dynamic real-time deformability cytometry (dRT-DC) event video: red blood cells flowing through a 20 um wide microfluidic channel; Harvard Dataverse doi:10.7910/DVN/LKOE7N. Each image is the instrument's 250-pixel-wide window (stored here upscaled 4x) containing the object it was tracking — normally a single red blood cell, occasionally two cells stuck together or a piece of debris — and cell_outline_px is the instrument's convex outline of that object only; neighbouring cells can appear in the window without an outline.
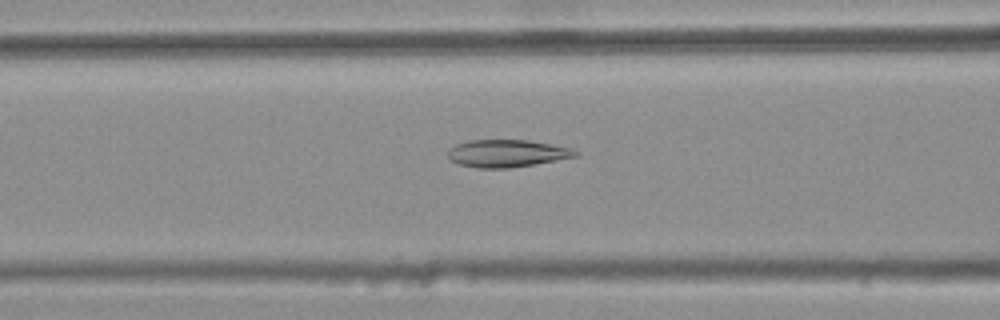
{"species": "common noctule bat (a hibernating species)", "species_latin": "Nyctalus noctula", "temperature_condition": "warm", "stored_images_in_passage": 40, "camera_frame_rate_fps": 3000, "um_per_image_px": 0.085, "animal": {"sex": "female", "body_mass_g": 25.1}, "frame": {"image": 1, "passage_image": 14, "time_ms": 4.333, "image_size_px": [1000, 320], "cell_outline_px": [[580, 156], [512, 168], [476, 168], [460, 164], [452, 160], [448, 156], [448, 148], [456, 144], [468, 140], [528, 140], [552, 144], [572, 148], [580, 152]], "centroid_in_image_um": [43.13, 13.03], "position_along_channel_um": 123.5, "area_um2": 20.58}}
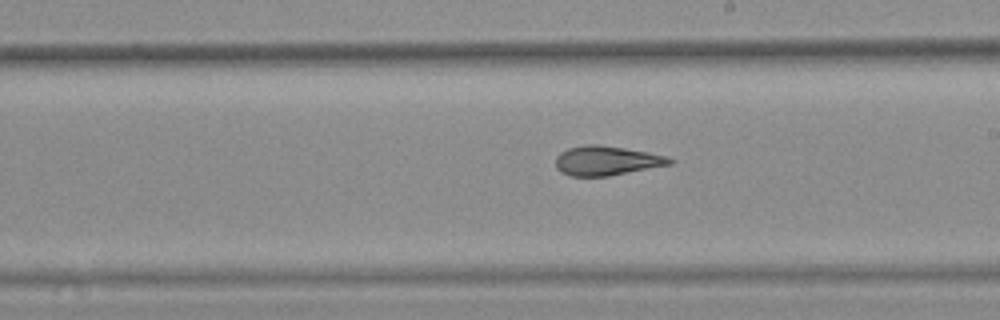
{"frame": {"image": 2, "passage_image": 23, "time_ms": 7.333, "image_size_px": [1000, 320], "cell_outline_px": [[676, 160], [672, 164], [608, 176], [572, 176], [560, 172], [556, 168], [556, 156], [560, 152], [568, 148], [588, 144], [596, 144], [624, 148], [648, 152], [668, 156]], "centroid_in_image_um": [51.57, 13.65], "position_along_channel_um": 237.4, "area_um2": 19.59}}
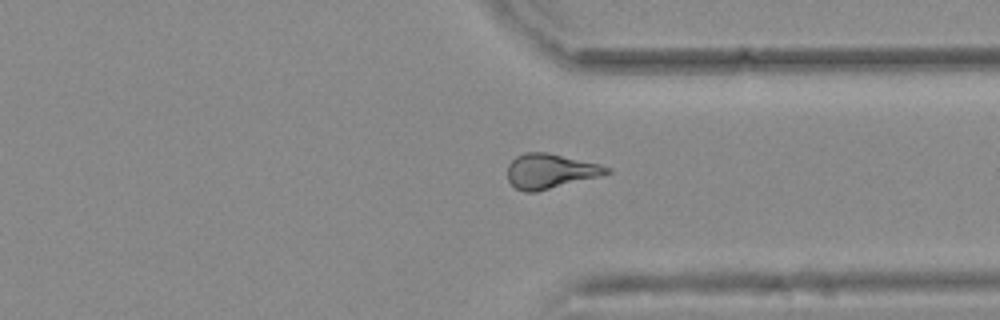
{"frame": {"image": 3, "passage_image": 33, "time_ms": 10.667, "image_size_px": [1000, 320], "cell_outline_px": [[612, 172], [600, 176], [536, 192], [524, 192], [516, 188], [508, 180], [508, 164], [516, 156], [524, 152], [548, 152], [600, 164], [612, 168]], "centroid_in_image_um": [46.78, 14.54], "position_along_channel_um": 364.6, "area_um2": 20.17}, "authors_computed_cell_mechanics": {"area_um2": 19.7098, "velocity_mm_per_s": 3.8058, "shape_relaxation_time_tau1_ms": null, "shape_relaxation_time_tau2_ms": 2.1983, "deformation_change_tau1": null, "deformation_change_tau2": 0.0856}}